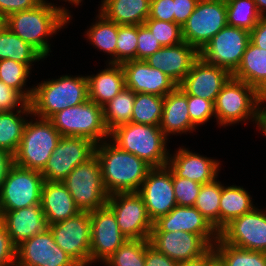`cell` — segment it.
<instances>
[{"instance_id": "obj_5", "label": "cell", "mask_w": 266, "mask_h": 266, "mask_svg": "<svg viewBox=\"0 0 266 266\" xmlns=\"http://www.w3.org/2000/svg\"><path fill=\"white\" fill-rule=\"evenodd\" d=\"M34 120L27 121L13 158L15 165L41 172L62 136L50 119L37 117Z\"/></svg>"}, {"instance_id": "obj_44", "label": "cell", "mask_w": 266, "mask_h": 266, "mask_svg": "<svg viewBox=\"0 0 266 266\" xmlns=\"http://www.w3.org/2000/svg\"><path fill=\"white\" fill-rule=\"evenodd\" d=\"M172 182L177 205L193 207L202 185L187 178L177 177L173 172Z\"/></svg>"}, {"instance_id": "obj_7", "label": "cell", "mask_w": 266, "mask_h": 266, "mask_svg": "<svg viewBox=\"0 0 266 266\" xmlns=\"http://www.w3.org/2000/svg\"><path fill=\"white\" fill-rule=\"evenodd\" d=\"M261 97L255 88L231 77L214 102L218 125L225 127L246 120L255 122Z\"/></svg>"}, {"instance_id": "obj_57", "label": "cell", "mask_w": 266, "mask_h": 266, "mask_svg": "<svg viewBox=\"0 0 266 266\" xmlns=\"http://www.w3.org/2000/svg\"><path fill=\"white\" fill-rule=\"evenodd\" d=\"M177 266H207V253L194 260L179 262Z\"/></svg>"}, {"instance_id": "obj_60", "label": "cell", "mask_w": 266, "mask_h": 266, "mask_svg": "<svg viewBox=\"0 0 266 266\" xmlns=\"http://www.w3.org/2000/svg\"><path fill=\"white\" fill-rule=\"evenodd\" d=\"M63 1H68V3H71L72 5L75 4L74 6H78L80 5V3L83 1V0H63Z\"/></svg>"}, {"instance_id": "obj_52", "label": "cell", "mask_w": 266, "mask_h": 266, "mask_svg": "<svg viewBox=\"0 0 266 266\" xmlns=\"http://www.w3.org/2000/svg\"><path fill=\"white\" fill-rule=\"evenodd\" d=\"M178 262L158 252L150 245H146L145 266H177Z\"/></svg>"}, {"instance_id": "obj_16", "label": "cell", "mask_w": 266, "mask_h": 266, "mask_svg": "<svg viewBox=\"0 0 266 266\" xmlns=\"http://www.w3.org/2000/svg\"><path fill=\"white\" fill-rule=\"evenodd\" d=\"M90 219V265L104 263L127 238L120 231L115 214L107 204L90 212Z\"/></svg>"}, {"instance_id": "obj_47", "label": "cell", "mask_w": 266, "mask_h": 266, "mask_svg": "<svg viewBox=\"0 0 266 266\" xmlns=\"http://www.w3.org/2000/svg\"><path fill=\"white\" fill-rule=\"evenodd\" d=\"M27 101L14 89L0 81V112L17 110Z\"/></svg>"}, {"instance_id": "obj_48", "label": "cell", "mask_w": 266, "mask_h": 266, "mask_svg": "<svg viewBox=\"0 0 266 266\" xmlns=\"http://www.w3.org/2000/svg\"><path fill=\"white\" fill-rule=\"evenodd\" d=\"M16 249L4 225L0 227V266H15Z\"/></svg>"}, {"instance_id": "obj_42", "label": "cell", "mask_w": 266, "mask_h": 266, "mask_svg": "<svg viewBox=\"0 0 266 266\" xmlns=\"http://www.w3.org/2000/svg\"><path fill=\"white\" fill-rule=\"evenodd\" d=\"M116 64L136 59L137 25H118Z\"/></svg>"}, {"instance_id": "obj_53", "label": "cell", "mask_w": 266, "mask_h": 266, "mask_svg": "<svg viewBox=\"0 0 266 266\" xmlns=\"http://www.w3.org/2000/svg\"><path fill=\"white\" fill-rule=\"evenodd\" d=\"M250 41L257 47L266 49V17H261L250 31Z\"/></svg>"}, {"instance_id": "obj_14", "label": "cell", "mask_w": 266, "mask_h": 266, "mask_svg": "<svg viewBox=\"0 0 266 266\" xmlns=\"http://www.w3.org/2000/svg\"><path fill=\"white\" fill-rule=\"evenodd\" d=\"M96 144L89 139L62 136L40 172L45 181L62 182L73 169L95 155Z\"/></svg>"}, {"instance_id": "obj_54", "label": "cell", "mask_w": 266, "mask_h": 266, "mask_svg": "<svg viewBox=\"0 0 266 266\" xmlns=\"http://www.w3.org/2000/svg\"><path fill=\"white\" fill-rule=\"evenodd\" d=\"M13 164V155L6 151L0 150V187L6 179L7 173Z\"/></svg>"}, {"instance_id": "obj_33", "label": "cell", "mask_w": 266, "mask_h": 266, "mask_svg": "<svg viewBox=\"0 0 266 266\" xmlns=\"http://www.w3.org/2000/svg\"><path fill=\"white\" fill-rule=\"evenodd\" d=\"M3 59L20 62L31 70L33 62L45 58L33 46L26 43L5 26L0 30V60Z\"/></svg>"}, {"instance_id": "obj_43", "label": "cell", "mask_w": 266, "mask_h": 266, "mask_svg": "<svg viewBox=\"0 0 266 266\" xmlns=\"http://www.w3.org/2000/svg\"><path fill=\"white\" fill-rule=\"evenodd\" d=\"M144 24L162 46H172L183 42L182 27L175 22L147 19Z\"/></svg>"}, {"instance_id": "obj_59", "label": "cell", "mask_w": 266, "mask_h": 266, "mask_svg": "<svg viewBox=\"0 0 266 266\" xmlns=\"http://www.w3.org/2000/svg\"><path fill=\"white\" fill-rule=\"evenodd\" d=\"M6 26V17L5 15L0 11V30L3 29Z\"/></svg>"}, {"instance_id": "obj_27", "label": "cell", "mask_w": 266, "mask_h": 266, "mask_svg": "<svg viewBox=\"0 0 266 266\" xmlns=\"http://www.w3.org/2000/svg\"><path fill=\"white\" fill-rule=\"evenodd\" d=\"M41 207L48 225L66 220L80 212L62 182L44 181Z\"/></svg>"}, {"instance_id": "obj_40", "label": "cell", "mask_w": 266, "mask_h": 266, "mask_svg": "<svg viewBox=\"0 0 266 266\" xmlns=\"http://www.w3.org/2000/svg\"><path fill=\"white\" fill-rule=\"evenodd\" d=\"M30 72L25 64L12 59L0 60V81L16 90L27 102H30L33 94L32 87L25 88Z\"/></svg>"}, {"instance_id": "obj_29", "label": "cell", "mask_w": 266, "mask_h": 266, "mask_svg": "<svg viewBox=\"0 0 266 266\" xmlns=\"http://www.w3.org/2000/svg\"><path fill=\"white\" fill-rule=\"evenodd\" d=\"M232 77L244 81L266 96V49L249 42L242 61Z\"/></svg>"}, {"instance_id": "obj_24", "label": "cell", "mask_w": 266, "mask_h": 266, "mask_svg": "<svg viewBox=\"0 0 266 266\" xmlns=\"http://www.w3.org/2000/svg\"><path fill=\"white\" fill-rule=\"evenodd\" d=\"M175 153L173 156L170 154L167 166L177 177L187 178L201 185L218 178L221 165L218 160L191 152L188 148L180 147Z\"/></svg>"}, {"instance_id": "obj_58", "label": "cell", "mask_w": 266, "mask_h": 266, "mask_svg": "<svg viewBox=\"0 0 266 266\" xmlns=\"http://www.w3.org/2000/svg\"><path fill=\"white\" fill-rule=\"evenodd\" d=\"M257 10L262 17H266V0H254Z\"/></svg>"}, {"instance_id": "obj_36", "label": "cell", "mask_w": 266, "mask_h": 266, "mask_svg": "<svg viewBox=\"0 0 266 266\" xmlns=\"http://www.w3.org/2000/svg\"><path fill=\"white\" fill-rule=\"evenodd\" d=\"M164 97L135 93L131 122L159 126L163 112Z\"/></svg>"}, {"instance_id": "obj_30", "label": "cell", "mask_w": 266, "mask_h": 266, "mask_svg": "<svg viewBox=\"0 0 266 266\" xmlns=\"http://www.w3.org/2000/svg\"><path fill=\"white\" fill-rule=\"evenodd\" d=\"M99 12L118 25H141L149 17L151 0H102Z\"/></svg>"}, {"instance_id": "obj_22", "label": "cell", "mask_w": 266, "mask_h": 266, "mask_svg": "<svg viewBox=\"0 0 266 266\" xmlns=\"http://www.w3.org/2000/svg\"><path fill=\"white\" fill-rule=\"evenodd\" d=\"M151 231H186L202 236L211 246L218 239V232L194 206L176 205L167 215L153 222Z\"/></svg>"}, {"instance_id": "obj_21", "label": "cell", "mask_w": 266, "mask_h": 266, "mask_svg": "<svg viewBox=\"0 0 266 266\" xmlns=\"http://www.w3.org/2000/svg\"><path fill=\"white\" fill-rule=\"evenodd\" d=\"M121 65L125 73L126 87L135 93L165 97L178 86L164 72L151 67L145 60H129Z\"/></svg>"}, {"instance_id": "obj_3", "label": "cell", "mask_w": 266, "mask_h": 266, "mask_svg": "<svg viewBox=\"0 0 266 266\" xmlns=\"http://www.w3.org/2000/svg\"><path fill=\"white\" fill-rule=\"evenodd\" d=\"M33 87L30 100L32 115L50 119L57 112L79 105L88 98L86 76L63 75L58 79L41 81Z\"/></svg>"}, {"instance_id": "obj_45", "label": "cell", "mask_w": 266, "mask_h": 266, "mask_svg": "<svg viewBox=\"0 0 266 266\" xmlns=\"http://www.w3.org/2000/svg\"><path fill=\"white\" fill-rule=\"evenodd\" d=\"M187 102L190 120L196 127L215 117L214 102L192 95H187Z\"/></svg>"}, {"instance_id": "obj_37", "label": "cell", "mask_w": 266, "mask_h": 266, "mask_svg": "<svg viewBox=\"0 0 266 266\" xmlns=\"http://www.w3.org/2000/svg\"><path fill=\"white\" fill-rule=\"evenodd\" d=\"M212 248L226 266H266L264 252L237 248L223 242L219 237Z\"/></svg>"}, {"instance_id": "obj_38", "label": "cell", "mask_w": 266, "mask_h": 266, "mask_svg": "<svg viewBox=\"0 0 266 266\" xmlns=\"http://www.w3.org/2000/svg\"><path fill=\"white\" fill-rule=\"evenodd\" d=\"M222 184L217 178L202 184L194 207L203 215L210 225L219 232V207Z\"/></svg>"}, {"instance_id": "obj_34", "label": "cell", "mask_w": 266, "mask_h": 266, "mask_svg": "<svg viewBox=\"0 0 266 266\" xmlns=\"http://www.w3.org/2000/svg\"><path fill=\"white\" fill-rule=\"evenodd\" d=\"M98 20L86 31L87 40L94 47L107 55H111L108 63L116 64V40L118 24L108 20L102 13H98Z\"/></svg>"}, {"instance_id": "obj_46", "label": "cell", "mask_w": 266, "mask_h": 266, "mask_svg": "<svg viewBox=\"0 0 266 266\" xmlns=\"http://www.w3.org/2000/svg\"><path fill=\"white\" fill-rule=\"evenodd\" d=\"M137 40L136 60H145L162 47L145 24L137 25Z\"/></svg>"}, {"instance_id": "obj_9", "label": "cell", "mask_w": 266, "mask_h": 266, "mask_svg": "<svg viewBox=\"0 0 266 266\" xmlns=\"http://www.w3.org/2000/svg\"><path fill=\"white\" fill-rule=\"evenodd\" d=\"M44 181L39 171L13 164L0 187V210H17L41 204Z\"/></svg>"}, {"instance_id": "obj_18", "label": "cell", "mask_w": 266, "mask_h": 266, "mask_svg": "<svg viewBox=\"0 0 266 266\" xmlns=\"http://www.w3.org/2000/svg\"><path fill=\"white\" fill-rule=\"evenodd\" d=\"M138 193L142 196L152 222L167 215L176 205L172 171L168 166L152 168Z\"/></svg>"}, {"instance_id": "obj_17", "label": "cell", "mask_w": 266, "mask_h": 266, "mask_svg": "<svg viewBox=\"0 0 266 266\" xmlns=\"http://www.w3.org/2000/svg\"><path fill=\"white\" fill-rule=\"evenodd\" d=\"M15 266L79 265L57 245L52 232L47 228L17 246Z\"/></svg>"}, {"instance_id": "obj_35", "label": "cell", "mask_w": 266, "mask_h": 266, "mask_svg": "<svg viewBox=\"0 0 266 266\" xmlns=\"http://www.w3.org/2000/svg\"><path fill=\"white\" fill-rule=\"evenodd\" d=\"M134 100L135 92L125 87L102 106L104 122L109 132L119 125L131 122Z\"/></svg>"}, {"instance_id": "obj_13", "label": "cell", "mask_w": 266, "mask_h": 266, "mask_svg": "<svg viewBox=\"0 0 266 266\" xmlns=\"http://www.w3.org/2000/svg\"><path fill=\"white\" fill-rule=\"evenodd\" d=\"M107 205L115 214L120 231L127 239H149L153 222L138 192L115 193Z\"/></svg>"}, {"instance_id": "obj_28", "label": "cell", "mask_w": 266, "mask_h": 266, "mask_svg": "<svg viewBox=\"0 0 266 266\" xmlns=\"http://www.w3.org/2000/svg\"><path fill=\"white\" fill-rule=\"evenodd\" d=\"M96 75H88V98L100 106L112 100L126 87L121 64L108 63V67Z\"/></svg>"}, {"instance_id": "obj_11", "label": "cell", "mask_w": 266, "mask_h": 266, "mask_svg": "<svg viewBox=\"0 0 266 266\" xmlns=\"http://www.w3.org/2000/svg\"><path fill=\"white\" fill-rule=\"evenodd\" d=\"M57 245L79 266L90 265V212L80 211L70 218L48 225Z\"/></svg>"}, {"instance_id": "obj_32", "label": "cell", "mask_w": 266, "mask_h": 266, "mask_svg": "<svg viewBox=\"0 0 266 266\" xmlns=\"http://www.w3.org/2000/svg\"><path fill=\"white\" fill-rule=\"evenodd\" d=\"M219 207V231L231 220L252 211L254 206L251 196L243 187L222 184Z\"/></svg>"}, {"instance_id": "obj_39", "label": "cell", "mask_w": 266, "mask_h": 266, "mask_svg": "<svg viewBox=\"0 0 266 266\" xmlns=\"http://www.w3.org/2000/svg\"><path fill=\"white\" fill-rule=\"evenodd\" d=\"M227 25L251 31L262 17L254 0H225Z\"/></svg>"}, {"instance_id": "obj_12", "label": "cell", "mask_w": 266, "mask_h": 266, "mask_svg": "<svg viewBox=\"0 0 266 266\" xmlns=\"http://www.w3.org/2000/svg\"><path fill=\"white\" fill-rule=\"evenodd\" d=\"M249 42V31L227 25L200 50L199 56L205 62L233 74L239 67Z\"/></svg>"}, {"instance_id": "obj_19", "label": "cell", "mask_w": 266, "mask_h": 266, "mask_svg": "<svg viewBox=\"0 0 266 266\" xmlns=\"http://www.w3.org/2000/svg\"><path fill=\"white\" fill-rule=\"evenodd\" d=\"M149 242L158 252L178 263L202 257L212 248L202 236L186 231H151Z\"/></svg>"}, {"instance_id": "obj_31", "label": "cell", "mask_w": 266, "mask_h": 266, "mask_svg": "<svg viewBox=\"0 0 266 266\" xmlns=\"http://www.w3.org/2000/svg\"><path fill=\"white\" fill-rule=\"evenodd\" d=\"M22 115L26 117H29L28 115L33 116L29 102H26L16 111L0 112V150L6 151L13 156L17 152L28 121Z\"/></svg>"}, {"instance_id": "obj_25", "label": "cell", "mask_w": 266, "mask_h": 266, "mask_svg": "<svg viewBox=\"0 0 266 266\" xmlns=\"http://www.w3.org/2000/svg\"><path fill=\"white\" fill-rule=\"evenodd\" d=\"M2 213L3 225L16 247L48 228L41 204Z\"/></svg>"}, {"instance_id": "obj_56", "label": "cell", "mask_w": 266, "mask_h": 266, "mask_svg": "<svg viewBox=\"0 0 266 266\" xmlns=\"http://www.w3.org/2000/svg\"><path fill=\"white\" fill-rule=\"evenodd\" d=\"M207 266H226L222 259L215 253L214 249L211 248L207 252Z\"/></svg>"}, {"instance_id": "obj_10", "label": "cell", "mask_w": 266, "mask_h": 266, "mask_svg": "<svg viewBox=\"0 0 266 266\" xmlns=\"http://www.w3.org/2000/svg\"><path fill=\"white\" fill-rule=\"evenodd\" d=\"M226 26L225 0H199L195 10L182 26L183 41L200 52Z\"/></svg>"}, {"instance_id": "obj_1", "label": "cell", "mask_w": 266, "mask_h": 266, "mask_svg": "<svg viewBox=\"0 0 266 266\" xmlns=\"http://www.w3.org/2000/svg\"><path fill=\"white\" fill-rule=\"evenodd\" d=\"M65 7L44 0L36 8L19 11L6 18V26L26 43L33 46L44 58L50 56L48 38L60 31L71 20Z\"/></svg>"}, {"instance_id": "obj_8", "label": "cell", "mask_w": 266, "mask_h": 266, "mask_svg": "<svg viewBox=\"0 0 266 266\" xmlns=\"http://www.w3.org/2000/svg\"><path fill=\"white\" fill-rule=\"evenodd\" d=\"M80 211L92 212L105 206L108 196L101 174V166L94 155L87 162L76 166L62 181Z\"/></svg>"}, {"instance_id": "obj_50", "label": "cell", "mask_w": 266, "mask_h": 266, "mask_svg": "<svg viewBox=\"0 0 266 266\" xmlns=\"http://www.w3.org/2000/svg\"><path fill=\"white\" fill-rule=\"evenodd\" d=\"M44 0H0V11L7 18L13 13L36 8Z\"/></svg>"}, {"instance_id": "obj_23", "label": "cell", "mask_w": 266, "mask_h": 266, "mask_svg": "<svg viewBox=\"0 0 266 266\" xmlns=\"http://www.w3.org/2000/svg\"><path fill=\"white\" fill-rule=\"evenodd\" d=\"M198 58L199 51L183 41L172 46H162L145 61L151 67L160 69L179 85Z\"/></svg>"}, {"instance_id": "obj_4", "label": "cell", "mask_w": 266, "mask_h": 266, "mask_svg": "<svg viewBox=\"0 0 266 266\" xmlns=\"http://www.w3.org/2000/svg\"><path fill=\"white\" fill-rule=\"evenodd\" d=\"M109 140L152 168L167 166L170 156L166 145L168 138L159 126L125 123L110 131Z\"/></svg>"}, {"instance_id": "obj_51", "label": "cell", "mask_w": 266, "mask_h": 266, "mask_svg": "<svg viewBox=\"0 0 266 266\" xmlns=\"http://www.w3.org/2000/svg\"><path fill=\"white\" fill-rule=\"evenodd\" d=\"M199 0H174V22L181 27L195 10Z\"/></svg>"}, {"instance_id": "obj_6", "label": "cell", "mask_w": 266, "mask_h": 266, "mask_svg": "<svg viewBox=\"0 0 266 266\" xmlns=\"http://www.w3.org/2000/svg\"><path fill=\"white\" fill-rule=\"evenodd\" d=\"M50 120L61 136L86 138L96 145L110 137L104 122L103 107L89 99L57 112Z\"/></svg>"}, {"instance_id": "obj_26", "label": "cell", "mask_w": 266, "mask_h": 266, "mask_svg": "<svg viewBox=\"0 0 266 266\" xmlns=\"http://www.w3.org/2000/svg\"><path fill=\"white\" fill-rule=\"evenodd\" d=\"M159 127L166 137L169 134L178 135L197 129L190 120L187 94L179 86L164 97Z\"/></svg>"}, {"instance_id": "obj_2", "label": "cell", "mask_w": 266, "mask_h": 266, "mask_svg": "<svg viewBox=\"0 0 266 266\" xmlns=\"http://www.w3.org/2000/svg\"><path fill=\"white\" fill-rule=\"evenodd\" d=\"M95 156L99 160L103 183L109 195L138 192L152 169L141 158L120 149L109 139L96 145Z\"/></svg>"}, {"instance_id": "obj_49", "label": "cell", "mask_w": 266, "mask_h": 266, "mask_svg": "<svg viewBox=\"0 0 266 266\" xmlns=\"http://www.w3.org/2000/svg\"><path fill=\"white\" fill-rule=\"evenodd\" d=\"M148 19L174 22V0H151Z\"/></svg>"}, {"instance_id": "obj_20", "label": "cell", "mask_w": 266, "mask_h": 266, "mask_svg": "<svg viewBox=\"0 0 266 266\" xmlns=\"http://www.w3.org/2000/svg\"><path fill=\"white\" fill-rule=\"evenodd\" d=\"M231 77L232 74L228 70L205 62L199 56L178 86L187 95L215 102L221 88Z\"/></svg>"}, {"instance_id": "obj_55", "label": "cell", "mask_w": 266, "mask_h": 266, "mask_svg": "<svg viewBox=\"0 0 266 266\" xmlns=\"http://www.w3.org/2000/svg\"><path fill=\"white\" fill-rule=\"evenodd\" d=\"M263 103H266V96H262L259 101L255 123L266 137V107H262Z\"/></svg>"}, {"instance_id": "obj_61", "label": "cell", "mask_w": 266, "mask_h": 266, "mask_svg": "<svg viewBox=\"0 0 266 266\" xmlns=\"http://www.w3.org/2000/svg\"><path fill=\"white\" fill-rule=\"evenodd\" d=\"M3 225V213L0 210V227Z\"/></svg>"}, {"instance_id": "obj_41", "label": "cell", "mask_w": 266, "mask_h": 266, "mask_svg": "<svg viewBox=\"0 0 266 266\" xmlns=\"http://www.w3.org/2000/svg\"><path fill=\"white\" fill-rule=\"evenodd\" d=\"M149 239H127L104 263L107 266H145Z\"/></svg>"}, {"instance_id": "obj_15", "label": "cell", "mask_w": 266, "mask_h": 266, "mask_svg": "<svg viewBox=\"0 0 266 266\" xmlns=\"http://www.w3.org/2000/svg\"><path fill=\"white\" fill-rule=\"evenodd\" d=\"M225 243L245 250L266 252V210L252 211L231 220L219 232Z\"/></svg>"}]
</instances>
